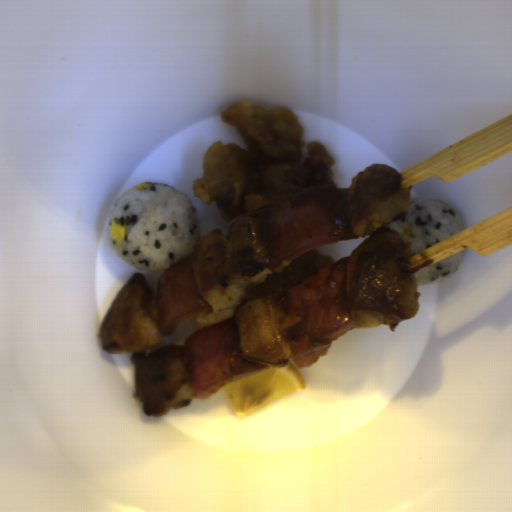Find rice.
<instances>
[{"label": "rice", "mask_w": 512, "mask_h": 512, "mask_svg": "<svg viewBox=\"0 0 512 512\" xmlns=\"http://www.w3.org/2000/svg\"><path fill=\"white\" fill-rule=\"evenodd\" d=\"M126 190L108 217L107 241L114 254L138 270L165 272L190 257L199 244L197 210L181 190L162 183ZM124 225L125 239L112 240V221Z\"/></svg>", "instance_id": "rice-1"}, {"label": "rice", "mask_w": 512, "mask_h": 512, "mask_svg": "<svg viewBox=\"0 0 512 512\" xmlns=\"http://www.w3.org/2000/svg\"><path fill=\"white\" fill-rule=\"evenodd\" d=\"M410 202L408 214L388 224L410 246L412 254L409 257L464 229L452 205L414 197Z\"/></svg>", "instance_id": "rice-2"}, {"label": "rice", "mask_w": 512, "mask_h": 512, "mask_svg": "<svg viewBox=\"0 0 512 512\" xmlns=\"http://www.w3.org/2000/svg\"><path fill=\"white\" fill-rule=\"evenodd\" d=\"M464 258L465 253L462 250L411 273L415 278L417 288L448 278L460 268Z\"/></svg>", "instance_id": "rice-3"}]
</instances>
